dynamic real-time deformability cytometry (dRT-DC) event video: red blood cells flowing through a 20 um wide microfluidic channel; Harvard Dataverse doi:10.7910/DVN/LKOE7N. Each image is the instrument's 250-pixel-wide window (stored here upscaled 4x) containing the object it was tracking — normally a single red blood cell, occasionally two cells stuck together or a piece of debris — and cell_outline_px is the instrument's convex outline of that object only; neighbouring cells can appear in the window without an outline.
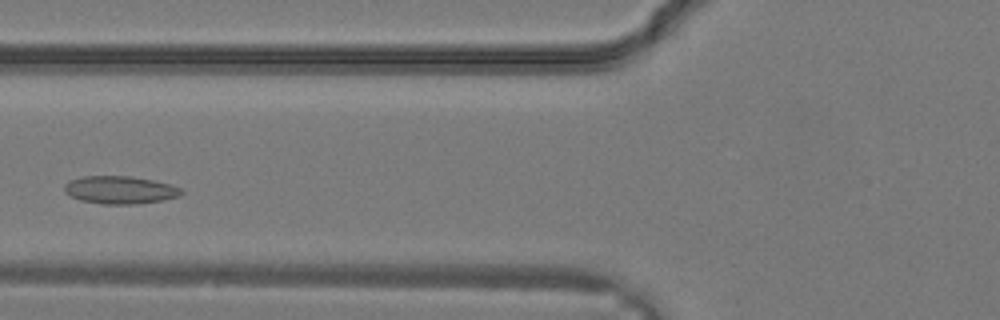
{"species": "common noctule bat (a hibernating species)", "species_latin": "Nyctalus noctula", "temperature_condition": "warm", "stored_images_in_passage": 12, "camera_frame_rate_fps": 3000, "um_per_image_px": 0.085, "animal": {"sex": "male", "body_mass_g": 19.2, "forearm_length_mm": 51.8}, "frame": {"image": 1, "passage_image": 3, "time_ms": 0.667, "image_size_px": [1000, 320], "cell_outline_px": [[184, 192], [180, 196], [160, 200], [136, 204], [100, 204], [80, 200], [68, 196], [64, 192], [64, 184], [68, 180], [84, 176], [132, 176], [172, 184], [180, 188]], "centroid_in_image_um": [10.16, 16.14], "position_along_channel_um": 115.6, "area_um2": 19.13}}
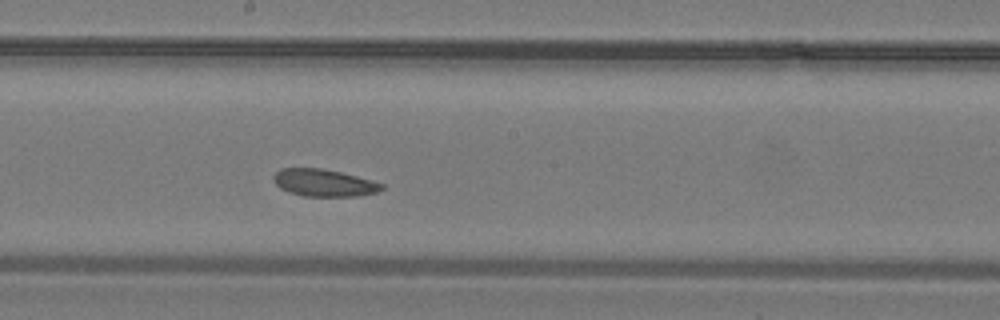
{"frame": {"image": 2, "passage_image": 8, "time_ms": 2.333, "image_size_px": [1000, 320], "cell_outline_px": [[384, 188], [376, 192], [360, 196], [304, 196], [288, 192], [280, 188], [272, 180], [272, 176], [280, 168], [320, 168], [340, 172], [356, 176], [384, 184]], "centroid_in_image_um": [27.5, 15.54], "position_along_channel_um": 220.7, "area_um2": 17.17}}
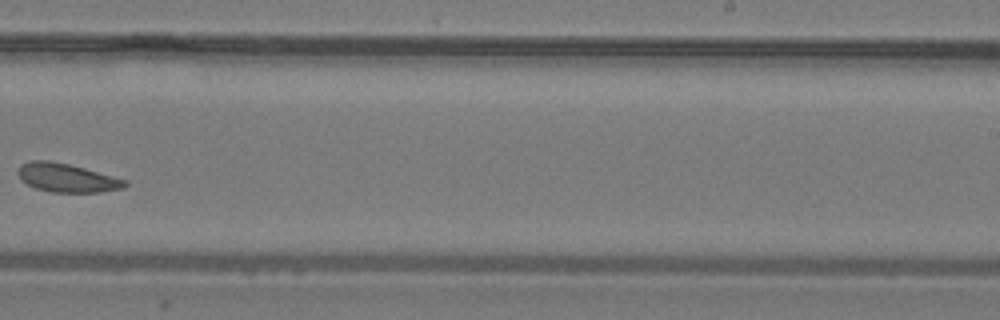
{"frame": {"image": 3, "passage_image": 11, "time_ms": 3.333, "image_size_px": [1000, 320], "cell_outline_px": [[128, 184], [124, 188], [100, 192], [52, 192], [36, 188], [20, 180], [16, 172], [20, 164], [32, 160], [48, 160], [68, 164], [84, 168], [128, 180]], "centroid_in_image_um": [5.67, 15.11], "position_along_channel_um": 283.3, "area_um2": 17.92}}